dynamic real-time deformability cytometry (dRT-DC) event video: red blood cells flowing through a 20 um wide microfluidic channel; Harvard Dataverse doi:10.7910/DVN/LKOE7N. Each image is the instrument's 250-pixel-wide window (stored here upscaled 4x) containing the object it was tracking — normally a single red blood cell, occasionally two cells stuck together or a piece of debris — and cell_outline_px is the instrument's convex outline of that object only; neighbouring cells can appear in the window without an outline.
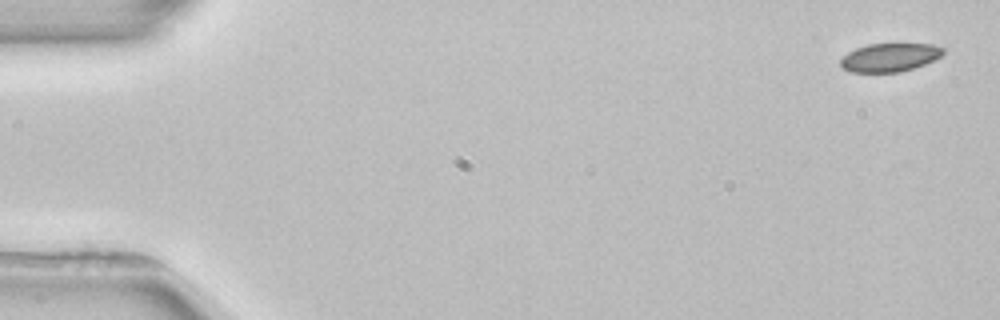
{"species": "common noctule bat (a hibernating species)", "species_latin": "Nyctalus noctula", "temperature_condition": "room temperature", "stored_images_in_passage": 3, "camera_frame_rate_fps": 3000, "um_per_image_px": 0.085, "animal": {"sex": "female", "body_mass_g": 22.7, "forearm_length_mm": 54.2}, "frame": {"image": 1, "passage_image": 1, "time_ms": 0.0, "image_size_px": [1000, 320], "cell_outline_px": [[944, 52], [940, 56], [924, 64], [900, 72], [852, 72], [844, 68], [840, 64], [840, 60], [848, 52], [856, 48], [868, 44], [932, 44], [944, 48]], "centroid_in_image_um": [75.61, 4.87], "position_along_channel_um": 9.4, "area_um2": 16.76}}
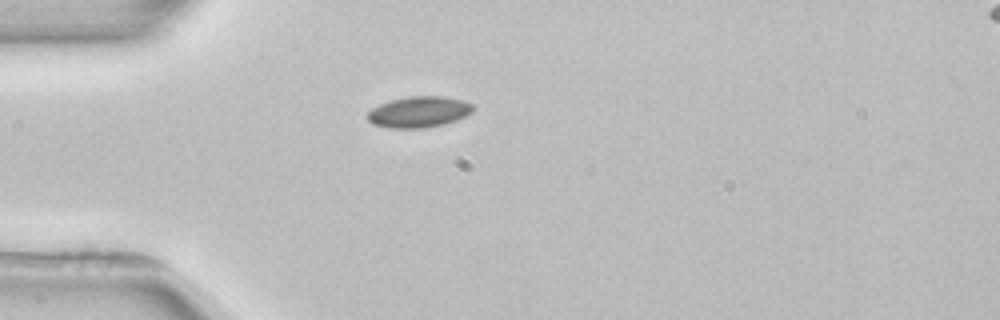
{"frame": {"image": 2, "passage_image": 3, "time_ms": 4.333, "image_size_px": [1000, 320], "cell_outline_px": [[472, 112], [456, 120], [444, 124], [424, 128], [388, 128], [372, 124], [364, 116], [372, 108], [380, 104], [392, 100], [408, 96], [444, 96], [464, 100], [472, 104]], "centroid_in_image_um": [35.57, 9.52], "position_along_channel_um": 49.4, "area_um2": 19.19}}